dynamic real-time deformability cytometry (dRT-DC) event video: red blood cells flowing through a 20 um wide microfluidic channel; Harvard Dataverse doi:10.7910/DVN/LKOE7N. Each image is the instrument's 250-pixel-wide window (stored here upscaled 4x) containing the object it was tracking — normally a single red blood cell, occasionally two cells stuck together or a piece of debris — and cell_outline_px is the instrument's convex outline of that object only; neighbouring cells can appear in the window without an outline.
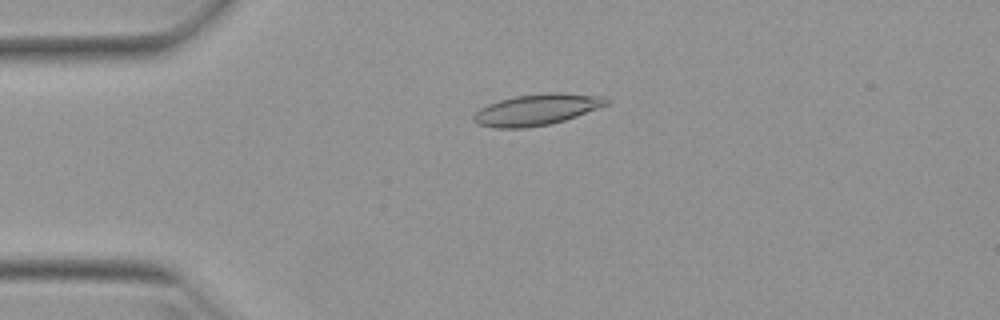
{"species": "Egyptian fruit bat (a non-hibernating species)", "species_latin": "Rousettus aegyptiacus", "temperature_condition": "warm", "stored_images_in_passage": 51, "camera_frame_rate_fps": 3000, "um_per_image_px": 0.085, "animal": {"sex": "female"}, "frame": {"image": 1, "passage_image": 11, "time_ms": 3.333, "image_size_px": [1000, 320], "cell_outline_px": [[612, 100], [608, 104], [576, 116], [552, 124], [524, 128], [496, 128], [476, 124], [472, 120], [472, 116], [480, 108], [488, 104], [500, 100], [516, 96], [548, 92], [560, 92], [604, 96]], "centroid_in_image_um": [45.62, 9.32], "position_along_channel_um": 39.4, "area_um2": 24.28}}
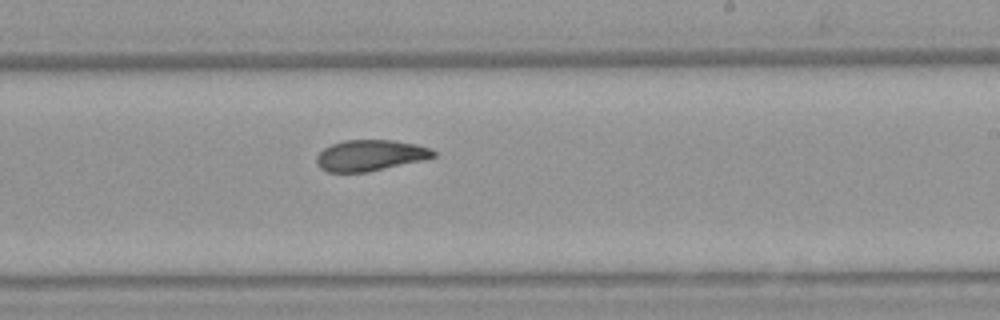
{"frame": {"image": 2, "passage_image": 30, "time_ms": 9.667, "image_size_px": [1000, 320], "cell_outline_px": [[436, 156], [424, 160], [368, 172], [328, 172], [320, 168], [316, 164], [316, 156], [324, 148], [332, 144], [344, 140], [392, 140], [416, 144], [432, 148], [436, 152]], "centroid_in_image_um": [31.48, 13.21], "position_along_channel_um": 257.5, "area_um2": 21.27}}
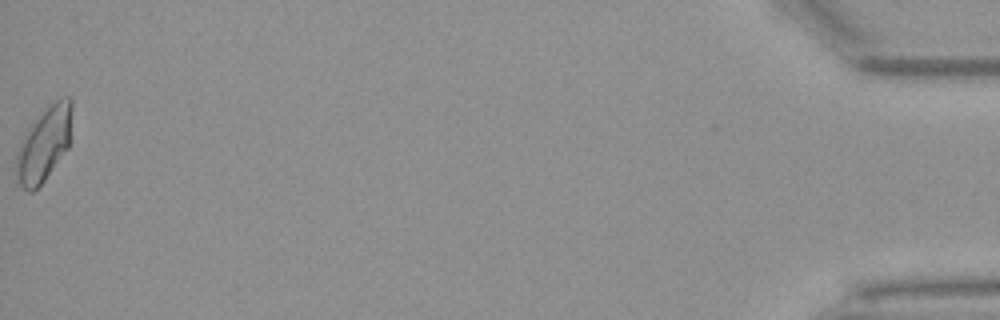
{"frame": {"image": 3, "passage_image": 51, "time_ms": 16.667, "image_size_px": [1000, 320], "cell_outline_px": [[72, 108], [68, 148], [44, 180], [32, 192], [28, 192], [20, 188], [16, 184], [16, 152], [28, 128], [48, 104], [60, 96], [72, 96]], "centroid_in_image_um": [3.73, 12.23], "position_along_channel_um": 431.5, "area_um2": 24.28}, "authors_computed_cell_mechanics": {"area_um2": 21.964, "velocity_mm_per_s": 3.9283, "shape_relaxation_time_tau1_ms": null, "shape_relaxation_time_tau2_ms": 3.8342, "deformation_change_tau1": null, "deformation_change_tau2": 0.1072}}